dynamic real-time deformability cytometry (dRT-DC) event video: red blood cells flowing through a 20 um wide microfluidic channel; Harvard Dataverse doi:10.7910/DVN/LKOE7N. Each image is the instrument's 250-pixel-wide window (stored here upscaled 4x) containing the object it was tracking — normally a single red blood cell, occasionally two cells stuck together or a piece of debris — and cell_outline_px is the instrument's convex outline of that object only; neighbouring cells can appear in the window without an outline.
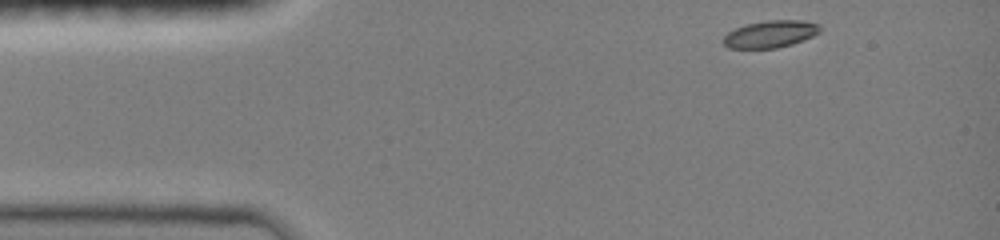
{"species": "common noctule bat (a hibernating species)", "species_latin": "Nyctalus noctula", "temperature_condition": "room temperature", "stored_images_in_passage": 39, "camera_frame_rate_fps": 3000, "um_per_image_px": 0.085, "animal": {"sex": "female", "body_mass_g": 19.0, "forearm_length_mm": 51.5}, "frame": {"image": 1, "passage_image": 1, "time_ms": 0.0, "image_size_px": [1000, 240], "cell_outline_px": [[820, 32], [812, 36], [792, 44], [776, 48], [728, 48], [720, 40], [728, 32], [736, 28], [748, 24], [764, 20], [800, 20], [816, 24], [820, 28]], "centroid_in_image_um": [65.43, 2.9], "position_along_channel_um": 19.6, "area_um2": 15.14}}
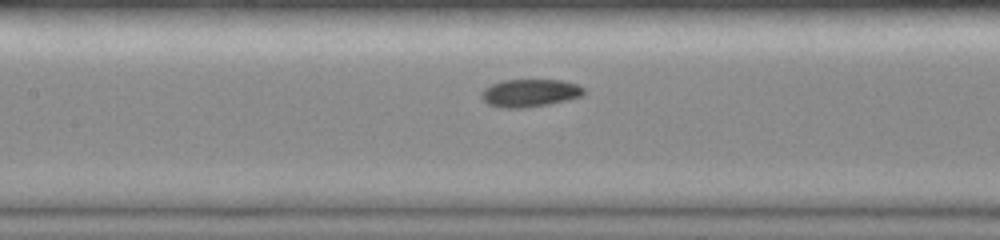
{"frame": {"image": 2, "passage_image": 17, "time_ms": 5.333, "image_size_px": [1000, 240], "cell_outline_px": [[584, 96], [568, 100], [548, 104], [524, 108], [500, 108], [488, 104], [480, 96], [480, 92], [484, 88], [492, 84], [504, 80], [564, 80], [576, 84], [584, 88]], "centroid_in_image_um": [45.04, 7.91], "position_along_channel_um": 162.4, "area_um2": 16.7}}
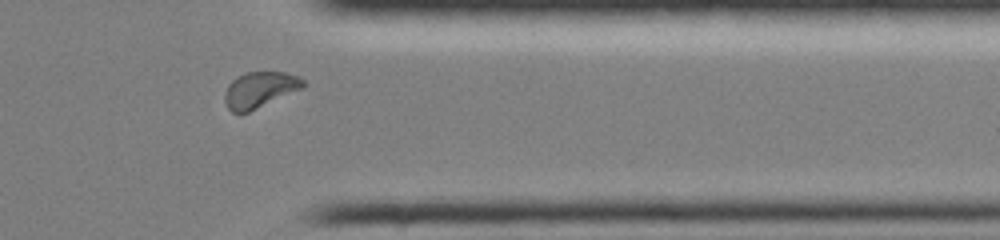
{"frame": {"image": 3, "passage_image": 34, "time_ms": 11.0, "image_size_px": [1000, 240], "cell_outline_px": [[304, 84], [300, 88], [248, 112], [232, 112], [228, 108], [224, 100], [224, 92], [228, 84], [236, 76], [244, 72], [284, 72], [300, 76], [304, 80]], "centroid_in_image_um": [22.02, 7.6], "position_along_channel_um": 389.4, "area_um2": 16.13}, "authors_computed_cell_mechanics": {"area_um2": 16.1262, "velocity_mm_per_s": 4.0081, "shape_relaxation_time_tau1_ms": 6.9025, "shape_relaxation_time_tau2_ms": 4.1268, "deformation_change_tau1": 0.1636, "deformation_change_tau2": 0.0667}}